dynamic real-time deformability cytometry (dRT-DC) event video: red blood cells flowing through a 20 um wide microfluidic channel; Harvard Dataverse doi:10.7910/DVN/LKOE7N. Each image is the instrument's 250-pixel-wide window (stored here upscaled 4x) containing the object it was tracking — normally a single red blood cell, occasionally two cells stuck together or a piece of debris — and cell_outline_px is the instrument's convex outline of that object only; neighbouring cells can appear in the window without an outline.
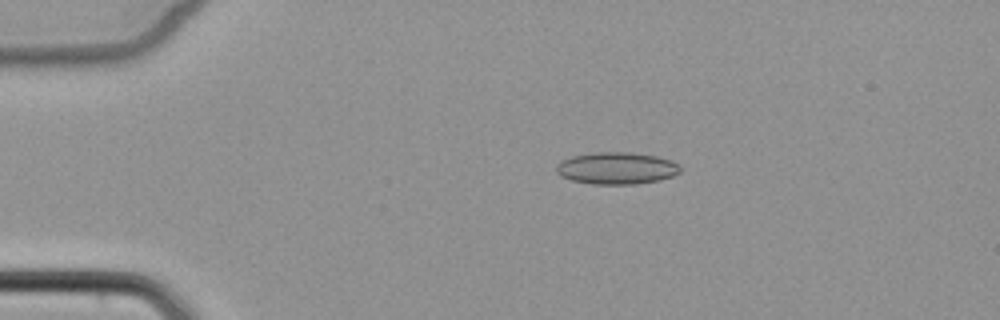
{"species": "common noctule bat (a hibernating species)", "species_latin": "Nyctalus noctula", "temperature_condition": "cold", "stored_images_in_passage": 7, "camera_frame_rate_fps": 3000, "um_per_image_px": 0.085, "animal": {"sex": "female", "body_mass_g": 22.7, "forearm_length_mm": 54.2}, "frame": {"image": 1, "passage_image": 4, "time_ms": 3.667, "image_size_px": [1000, 320], "cell_outline_px": [[680, 172], [672, 176], [660, 180], [636, 184], [592, 184], [572, 180], [560, 176], [556, 172], [556, 164], [560, 160], [572, 156], [592, 152], [628, 152], [656, 156], [672, 160], [680, 164]], "centroid_in_image_um": [52.4, 14.29], "position_along_channel_um": 32.6, "area_um2": 23.35}}
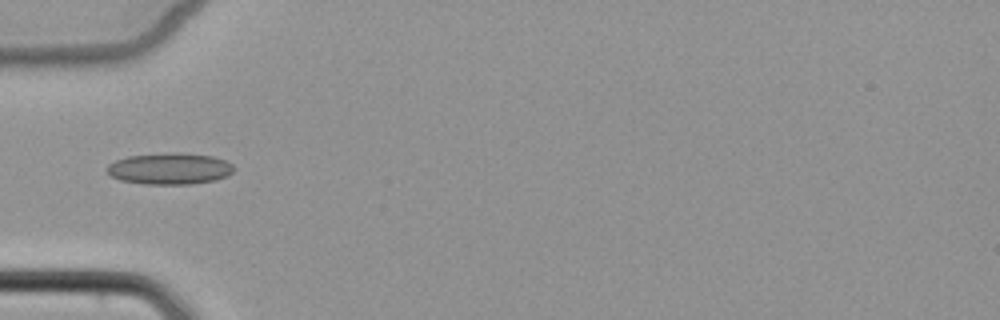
{"frame": {"image": 2, "passage_image": 6, "time_ms": 6.0, "image_size_px": [1000, 320], "cell_outline_px": [[232, 172], [228, 176], [216, 180], [192, 184], [144, 184], [120, 180], [112, 176], [108, 172], [108, 164], [116, 160], [128, 156], [172, 152], [176, 152], [212, 156], [224, 160], [232, 164]], "centroid_in_image_um": [14.43, 14.34], "position_along_channel_um": 70.6, "area_um2": 23.18}}
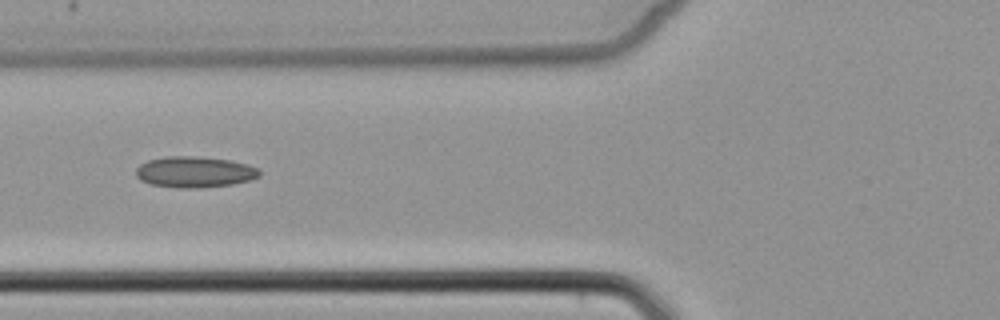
{"frame": {"image": 3, "passage_image": 7, "time_ms": 7.0, "image_size_px": [1000, 320], "cell_outline_px": [[260, 176], [248, 180], [232, 184], [200, 188], [180, 188], [148, 184], [140, 180], [136, 176], [136, 168], [140, 164], [148, 160], [164, 156], [192, 156], [228, 160], [248, 164], [260, 168]], "centroid_in_image_um": [16.52, 14.62], "position_along_channel_um": 109.3, "area_um2": 22.43}}